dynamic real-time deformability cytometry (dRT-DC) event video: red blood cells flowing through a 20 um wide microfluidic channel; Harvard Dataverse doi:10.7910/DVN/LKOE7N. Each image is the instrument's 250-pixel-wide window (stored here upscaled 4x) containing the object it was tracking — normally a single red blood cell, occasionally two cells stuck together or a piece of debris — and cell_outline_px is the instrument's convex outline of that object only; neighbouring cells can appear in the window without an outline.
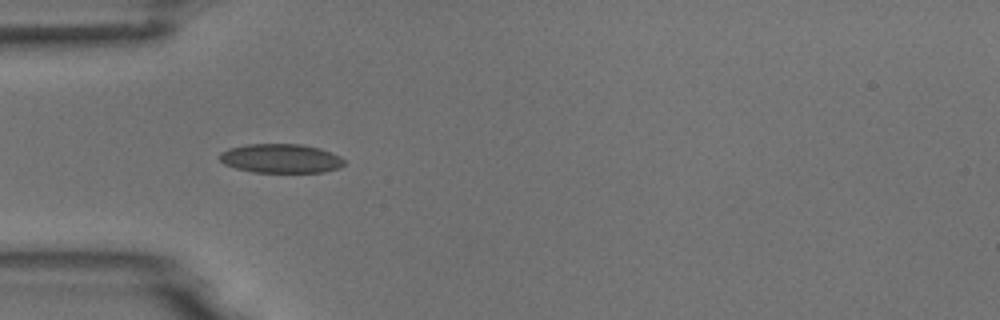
{"species": "common noctule bat (a hibernating species)", "species_latin": "Nyctalus noctula", "temperature_condition": "room temperature", "stored_images_in_passage": 5, "camera_frame_rate_fps": 3000, "um_per_image_px": 0.085, "animal": {"sex": "male", "body_mass_g": 18.8}, "frame": {"image": 1, "passage_image": 3, "time_ms": 3.0, "image_size_px": [1000, 320], "cell_outline_px": [[344, 164], [340, 168], [324, 172], [252, 172], [236, 168], [224, 164], [220, 160], [220, 152], [228, 148], [248, 144], [300, 144], [320, 148], [340, 156], [344, 160]], "centroid_in_image_um": [23.87, 13.47], "position_along_channel_um": 61.1, "area_um2": 21.15}}